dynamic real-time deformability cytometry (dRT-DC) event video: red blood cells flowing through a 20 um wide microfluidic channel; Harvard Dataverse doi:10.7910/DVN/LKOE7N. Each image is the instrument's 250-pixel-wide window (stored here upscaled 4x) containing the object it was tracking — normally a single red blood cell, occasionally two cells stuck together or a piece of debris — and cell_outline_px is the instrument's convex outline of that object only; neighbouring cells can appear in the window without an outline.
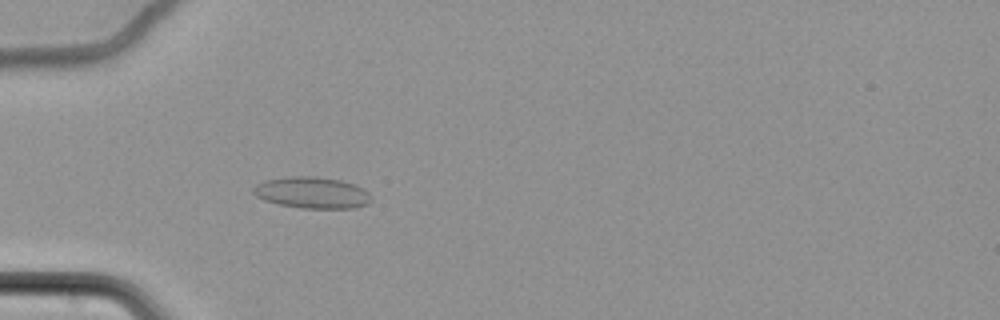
{"species": "common noctule bat (a hibernating species)", "species_latin": "Nyctalus noctula", "temperature_condition": "cold", "stored_images_in_passage": 46, "camera_frame_rate_fps": 3000, "um_per_image_px": 0.085, "animal": {"sex": "female", "body_mass_g": 22.7, "forearm_length_mm": 54.2}, "frame": {"image": 1, "passage_image": 5, "time_ms": 1.333, "image_size_px": [1000, 320], "cell_outline_px": [[372, 200], [368, 204], [356, 208], [304, 208], [280, 204], [264, 200], [256, 196], [252, 192], [252, 188], [256, 184], [264, 180], [292, 176], [316, 176], [340, 180], [352, 184], [368, 192], [372, 196]], "centroid_in_image_um": [26.52, 16.37], "position_along_channel_um": 58.5, "area_um2": 21.56}}
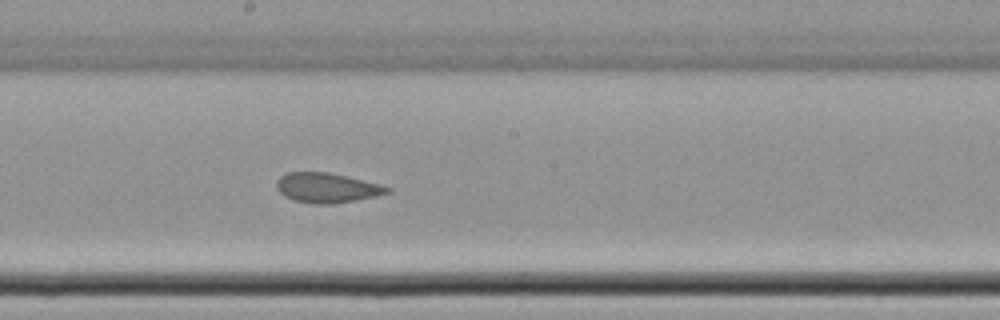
{"frame": {"image": 2, "passage_image": 20, "time_ms": 6.333, "image_size_px": [1000, 320], "cell_outline_px": [[392, 192], [376, 196], [356, 200], [332, 204], [316, 204], [296, 200], [284, 196], [276, 188], [276, 180], [280, 176], [288, 172], [328, 172], [380, 184], [392, 188]], "centroid_in_image_um": [27.8, 15.96], "position_along_channel_um": 220.4, "area_um2": 19.19}}
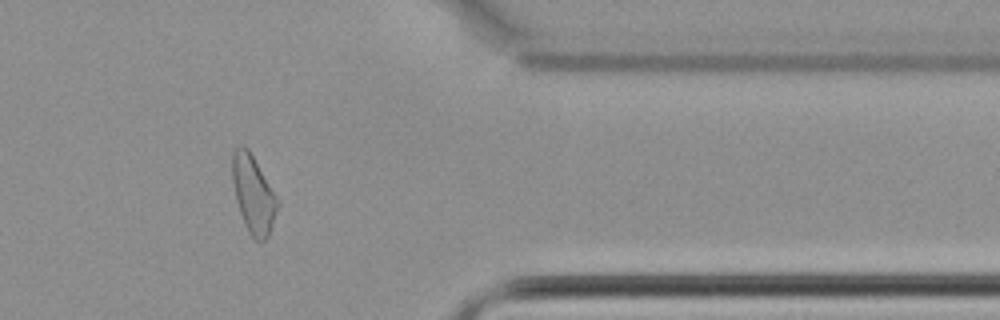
{"frame": {"image": 3, "passage_image": 36, "time_ms": 11.667, "image_size_px": [1000, 320], "cell_outline_px": [[280, 204], [268, 236], [264, 240], [256, 240], [248, 232], [240, 212], [236, 200], [232, 180], [232, 152], [240, 144], [244, 144], [248, 148], [280, 200]], "centroid_in_image_um": [21.54, 16.48], "position_along_channel_um": 389.9, "area_um2": 20.58}, "authors_computed_cell_mechanics": {"area_um2": 19.941, "velocity_mm_per_s": 3.4666, "shape_relaxation_time_tau1_ms": null, "shape_relaxation_time_tau2_ms": 2.0957, "deformation_change_tau1": null, "deformation_change_tau2": 0.0695}}